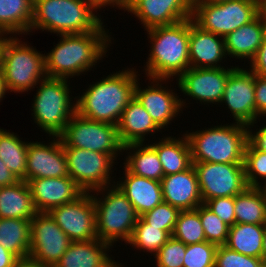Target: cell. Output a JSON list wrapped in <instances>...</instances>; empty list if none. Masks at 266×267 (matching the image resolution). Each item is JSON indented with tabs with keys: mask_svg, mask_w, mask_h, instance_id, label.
Segmentation results:
<instances>
[{
	"mask_svg": "<svg viewBox=\"0 0 266 267\" xmlns=\"http://www.w3.org/2000/svg\"><path fill=\"white\" fill-rule=\"evenodd\" d=\"M104 24L96 31L61 34L53 48L45 51V71L50 78H76L97 69L108 54L114 37ZM113 41V43H112Z\"/></svg>",
	"mask_w": 266,
	"mask_h": 267,
	"instance_id": "6da1fadb",
	"label": "cell"
},
{
	"mask_svg": "<svg viewBox=\"0 0 266 267\" xmlns=\"http://www.w3.org/2000/svg\"><path fill=\"white\" fill-rule=\"evenodd\" d=\"M135 67L109 72L108 76L88 84L82 94L76 96V112L87 119L117 126L125 107L134 98L135 85L141 75Z\"/></svg>",
	"mask_w": 266,
	"mask_h": 267,
	"instance_id": "7a4b0ae2",
	"label": "cell"
},
{
	"mask_svg": "<svg viewBox=\"0 0 266 267\" xmlns=\"http://www.w3.org/2000/svg\"><path fill=\"white\" fill-rule=\"evenodd\" d=\"M150 44L142 67L146 78L178 79L188 68L189 18L178 23L145 31Z\"/></svg>",
	"mask_w": 266,
	"mask_h": 267,
	"instance_id": "3957f363",
	"label": "cell"
},
{
	"mask_svg": "<svg viewBox=\"0 0 266 267\" xmlns=\"http://www.w3.org/2000/svg\"><path fill=\"white\" fill-rule=\"evenodd\" d=\"M99 13L91 0H34L29 35L39 30L55 35L96 31L106 24Z\"/></svg>",
	"mask_w": 266,
	"mask_h": 267,
	"instance_id": "277c9868",
	"label": "cell"
},
{
	"mask_svg": "<svg viewBox=\"0 0 266 267\" xmlns=\"http://www.w3.org/2000/svg\"><path fill=\"white\" fill-rule=\"evenodd\" d=\"M223 122L184 132L190 144L192 162L244 164L248 127L241 123Z\"/></svg>",
	"mask_w": 266,
	"mask_h": 267,
	"instance_id": "5b68a950",
	"label": "cell"
},
{
	"mask_svg": "<svg viewBox=\"0 0 266 267\" xmlns=\"http://www.w3.org/2000/svg\"><path fill=\"white\" fill-rule=\"evenodd\" d=\"M37 85L31 101V118L48 137L59 136L76 113L70 79L46 77Z\"/></svg>",
	"mask_w": 266,
	"mask_h": 267,
	"instance_id": "8992f818",
	"label": "cell"
},
{
	"mask_svg": "<svg viewBox=\"0 0 266 267\" xmlns=\"http://www.w3.org/2000/svg\"><path fill=\"white\" fill-rule=\"evenodd\" d=\"M91 193L95 206L97 238L113 248L122 242L126 247L139 218L134 206L116 184Z\"/></svg>",
	"mask_w": 266,
	"mask_h": 267,
	"instance_id": "52a82bcc",
	"label": "cell"
},
{
	"mask_svg": "<svg viewBox=\"0 0 266 267\" xmlns=\"http://www.w3.org/2000/svg\"><path fill=\"white\" fill-rule=\"evenodd\" d=\"M23 36H10L4 45L2 73L8 93L30 94L36 85L47 77L45 54L22 41ZM34 89V90H33Z\"/></svg>",
	"mask_w": 266,
	"mask_h": 267,
	"instance_id": "ba28073f",
	"label": "cell"
},
{
	"mask_svg": "<svg viewBox=\"0 0 266 267\" xmlns=\"http://www.w3.org/2000/svg\"><path fill=\"white\" fill-rule=\"evenodd\" d=\"M259 15V0H229L217 4L193 3V22L202 30L226 37Z\"/></svg>",
	"mask_w": 266,
	"mask_h": 267,
	"instance_id": "9c48e42d",
	"label": "cell"
},
{
	"mask_svg": "<svg viewBox=\"0 0 266 267\" xmlns=\"http://www.w3.org/2000/svg\"><path fill=\"white\" fill-rule=\"evenodd\" d=\"M62 146L109 154L116 162L123 156L117 126L87 119L77 112L59 135ZM118 158V159H117Z\"/></svg>",
	"mask_w": 266,
	"mask_h": 267,
	"instance_id": "30bf717a",
	"label": "cell"
},
{
	"mask_svg": "<svg viewBox=\"0 0 266 267\" xmlns=\"http://www.w3.org/2000/svg\"><path fill=\"white\" fill-rule=\"evenodd\" d=\"M69 177L74 180L84 192L115 184L116 166L120 163L106 153L89 151L76 147L63 146ZM115 167V168H114ZM114 168V169H113ZM114 178V179H113Z\"/></svg>",
	"mask_w": 266,
	"mask_h": 267,
	"instance_id": "8fae6325",
	"label": "cell"
},
{
	"mask_svg": "<svg viewBox=\"0 0 266 267\" xmlns=\"http://www.w3.org/2000/svg\"><path fill=\"white\" fill-rule=\"evenodd\" d=\"M234 67L223 68H188L177 80L176 85L178 91L182 93L180 98L183 111L184 108H189L190 104L196 101L197 105H214L219 106L225 84L227 82L230 72ZM180 89V90H179ZM193 99V100H192ZM188 100V101H186ZM188 102V103H186ZM189 104V105H188ZM214 104V105H213ZM188 105V106H187Z\"/></svg>",
	"mask_w": 266,
	"mask_h": 267,
	"instance_id": "7c38bea8",
	"label": "cell"
},
{
	"mask_svg": "<svg viewBox=\"0 0 266 267\" xmlns=\"http://www.w3.org/2000/svg\"><path fill=\"white\" fill-rule=\"evenodd\" d=\"M138 78L135 85L134 97L145 108L153 121L164 131L168 130L171 122H175L183 114L180 96L173 88L174 79L147 78L148 85L141 88L144 83ZM142 83V84H140ZM170 84V86H169ZM172 87V88H171ZM176 89V90H175ZM174 120V121H173ZM167 128V129H166Z\"/></svg>",
	"mask_w": 266,
	"mask_h": 267,
	"instance_id": "4fadbf2b",
	"label": "cell"
},
{
	"mask_svg": "<svg viewBox=\"0 0 266 267\" xmlns=\"http://www.w3.org/2000/svg\"><path fill=\"white\" fill-rule=\"evenodd\" d=\"M203 203L220 197L236 196L247 187L244 164L193 162Z\"/></svg>",
	"mask_w": 266,
	"mask_h": 267,
	"instance_id": "5bb4252c",
	"label": "cell"
},
{
	"mask_svg": "<svg viewBox=\"0 0 266 267\" xmlns=\"http://www.w3.org/2000/svg\"><path fill=\"white\" fill-rule=\"evenodd\" d=\"M236 62L238 61H235V68L228 76L219 107L221 105L228 110V114L231 113L232 122L248 126L261 120L256 116L255 74L248 67L239 66Z\"/></svg>",
	"mask_w": 266,
	"mask_h": 267,
	"instance_id": "9a60e30c",
	"label": "cell"
},
{
	"mask_svg": "<svg viewBox=\"0 0 266 267\" xmlns=\"http://www.w3.org/2000/svg\"><path fill=\"white\" fill-rule=\"evenodd\" d=\"M29 257L54 267L71 244V239L49 213H37L31 220Z\"/></svg>",
	"mask_w": 266,
	"mask_h": 267,
	"instance_id": "2e32d148",
	"label": "cell"
},
{
	"mask_svg": "<svg viewBox=\"0 0 266 267\" xmlns=\"http://www.w3.org/2000/svg\"><path fill=\"white\" fill-rule=\"evenodd\" d=\"M49 214L72 242L97 238L96 214L91 192L52 209Z\"/></svg>",
	"mask_w": 266,
	"mask_h": 267,
	"instance_id": "e0dca14e",
	"label": "cell"
},
{
	"mask_svg": "<svg viewBox=\"0 0 266 267\" xmlns=\"http://www.w3.org/2000/svg\"><path fill=\"white\" fill-rule=\"evenodd\" d=\"M47 141H28L26 182L39 178L69 176L66 155L59 136Z\"/></svg>",
	"mask_w": 266,
	"mask_h": 267,
	"instance_id": "ac0fdd59",
	"label": "cell"
},
{
	"mask_svg": "<svg viewBox=\"0 0 266 267\" xmlns=\"http://www.w3.org/2000/svg\"><path fill=\"white\" fill-rule=\"evenodd\" d=\"M193 0H132L129 16L139 20L144 31L178 23L192 17Z\"/></svg>",
	"mask_w": 266,
	"mask_h": 267,
	"instance_id": "d6986e66",
	"label": "cell"
},
{
	"mask_svg": "<svg viewBox=\"0 0 266 267\" xmlns=\"http://www.w3.org/2000/svg\"><path fill=\"white\" fill-rule=\"evenodd\" d=\"M28 184L34 207L39 213H49L58 206L73 202L84 193L69 176L32 179Z\"/></svg>",
	"mask_w": 266,
	"mask_h": 267,
	"instance_id": "ffe728a7",
	"label": "cell"
},
{
	"mask_svg": "<svg viewBox=\"0 0 266 267\" xmlns=\"http://www.w3.org/2000/svg\"><path fill=\"white\" fill-rule=\"evenodd\" d=\"M188 49L190 67L192 68H223L234 66L225 64L228 58L225 52L224 38L202 30L193 22L192 18H189Z\"/></svg>",
	"mask_w": 266,
	"mask_h": 267,
	"instance_id": "44dd1931",
	"label": "cell"
},
{
	"mask_svg": "<svg viewBox=\"0 0 266 267\" xmlns=\"http://www.w3.org/2000/svg\"><path fill=\"white\" fill-rule=\"evenodd\" d=\"M161 183L163 201L180 211L194 210L203 204L196 170L189 169L164 176Z\"/></svg>",
	"mask_w": 266,
	"mask_h": 267,
	"instance_id": "7402d4cb",
	"label": "cell"
},
{
	"mask_svg": "<svg viewBox=\"0 0 266 267\" xmlns=\"http://www.w3.org/2000/svg\"><path fill=\"white\" fill-rule=\"evenodd\" d=\"M119 168H122L123 176L116 178L115 184L132 203L139 217L163 202L160 181L132 174L123 164Z\"/></svg>",
	"mask_w": 266,
	"mask_h": 267,
	"instance_id": "603a6c76",
	"label": "cell"
},
{
	"mask_svg": "<svg viewBox=\"0 0 266 267\" xmlns=\"http://www.w3.org/2000/svg\"><path fill=\"white\" fill-rule=\"evenodd\" d=\"M113 247L98 238L71 242L67 251L54 267H118L111 252Z\"/></svg>",
	"mask_w": 266,
	"mask_h": 267,
	"instance_id": "cb8c5ba5",
	"label": "cell"
},
{
	"mask_svg": "<svg viewBox=\"0 0 266 267\" xmlns=\"http://www.w3.org/2000/svg\"><path fill=\"white\" fill-rule=\"evenodd\" d=\"M118 136L123 146L135 143H146L149 137L162 129L134 97L125 107L117 124ZM151 135V136H150Z\"/></svg>",
	"mask_w": 266,
	"mask_h": 267,
	"instance_id": "d4e9b609",
	"label": "cell"
},
{
	"mask_svg": "<svg viewBox=\"0 0 266 267\" xmlns=\"http://www.w3.org/2000/svg\"><path fill=\"white\" fill-rule=\"evenodd\" d=\"M265 35L266 24L259 14L250 23L242 25L224 37L225 52L227 57H229L230 64L233 58L241 60L240 62L244 61L243 66H245L246 62L249 64L262 45Z\"/></svg>",
	"mask_w": 266,
	"mask_h": 267,
	"instance_id": "484cf974",
	"label": "cell"
},
{
	"mask_svg": "<svg viewBox=\"0 0 266 267\" xmlns=\"http://www.w3.org/2000/svg\"><path fill=\"white\" fill-rule=\"evenodd\" d=\"M157 137L159 140H148L147 142L156 150L161 161L164 176L176 174L189 169L192 165L191 148L186 134L181 136ZM154 141V142H153Z\"/></svg>",
	"mask_w": 266,
	"mask_h": 267,
	"instance_id": "4316f807",
	"label": "cell"
},
{
	"mask_svg": "<svg viewBox=\"0 0 266 267\" xmlns=\"http://www.w3.org/2000/svg\"><path fill=\"white\" fill-rule=\"evenodd\" d=\"M37 213L28 182L0 187V218L31 220Z\"/></svg>",
	"mask_w": 266,
	"mask_h": 267,
	"instance_id": "83f0119b",
	"label": "cell"
},
{
	"mask_svg": "<svg viewBox=\"0 0 266 267\" xmlns=\"http://www.w3.org/2000/svg\"><path fill=\"white\" fill-rule=\"evenodd\" d=\"M125 153V154H124ZM123 165L137 176L161 181L164 171L156 150L149 143L123 146Z\"/></svg>",
	"mask_w": 266,
	"mask_h": 267,
	"instance_id": "f1b7e54d",
	"label": "cell"
},
{
	"mask_svg": "<svg viewBox=\"0 0 266 267\" xmlns=\"http://www.w3.org/2000/svg\"><path fill=\"white\" fill-rule=\"evenodd\" d=\"M34 0H0V32L10 36L29 35Z\"/></svg>",
	"mask_w": 266,
	"mask_h": 267,
	"instance_id": "f546056e",
	"label": "cell"
},
{
	"mask_svg": "<svg viewBox=\"0 0 266 267\" xmlns=\"http://www.w3.org/2000/svg\"><path fill=\"white\" fill-rule=\"evenodd\" d=\"M236 223L266 224V188L247 187L235 196Z\"/></svg>",
	"mask_w": 266,
	"mask_h": 267,
	"instance_id": "4dcf8cb0",
	"label": "cell"
},
{
	"mask_svg": "<svg viewBox=\"0 0 266 267\" xmlns=\"http://www.w3.org/2000/svg\"><path fill=\"white\" fill-rule=\"evenodd\" d=\"M265 225L235 223L229 227L225 246L241 254L261 258Z\"/></svg>",
	"mask_w": 266,
	"mask_h": 267,
	"instance_id": "1f68e13d",
	"label": "cell"
},
{
	"mask_svg": "<svg viewBox=\"0 0 266 267\" xmlns=\"http://www.w3.org/2000/svg\"><path fill=\"white\" fill-rule=\"evenodd\" d=\"M31 221L18 218H0V245L19 259L30 254Z\"/></svg>",
	"mask_w": 266,
	"mask_h": 267,
	"instance_id": "d6a6232c",
	"label": "cell"
},
{
	"mask_svg": "<svg viewBox=\"0 0 266 267\" xmlns=\"http://www.w3.org/2000/svg\"><path fill=\"white\" fill-rule=\"evenodd\" d=\"M28 142L12 130L0 127V159L19 179L26 181Z\"/></svg>",
	"mask_w": 266,
	"mask_h": 267,
	"instance_id": "836d02e7",
	"label": "cell"
},
{
	"mask_svg": "<svg viewBox=\"0 0 266 267\" xmlns=\"http://www.w3.org/2000/svg\"><path fill=\"white\" fill-rule=\"evenodd\" d=\"M171 237L172 234L169 231L151 226L139 217L127 245L129 244L132 247L129 249H136L154 256Z\"/></svg>",
	"mask_w": 266,
	"mask_h": 267,
	"instance_id": "e575fe53",
	"label": "cell"
},
{
	"mask_svg": "<svg viewBox=\"0 0 266 267\" xmlns=\"http://www.w3.org/2000/svg\"><path fill=\"white\" fill-rule=\"evenodd\" d=\"M172 237L186 245L206 241L199 216V206L194 210L180 211Z\"/></svg>",
	"mask_w": 266,
	"mask_h": 267,
	"instance_id": "d590c367",
	"label": "cell"
},
{
	"mask_svg": "<svg viewBox=\"0 0 266 267\" xmlns=\"http://www.w3.org/2000/svg\"><path fill=\"white\" fill-rule=\"evenodd\" d=\"M244 168L248 187L266 188V153L258 150L249 140L245 148Z\"/></svg>",
	"mask_w": 266,
	"mask_h": 267,
	"instance_id": "8d00e7d4",
	"label": "cell"
},
{
	"mask_svg": "<svg viewBox=\"0 0 266 267\" xmlns=\"http://www.w3.org/2000/svg\"><path fill=\"white\" fill-rule=\"evenodd\" d=\"M199 216L206 241L217 246L225 245L228 237L229 226L204 204L199 205Z\"/></svg>",
	"mask_w": 266,
	"mask_h": 267,
	"instance_id": "74e56055",
	"label": "cell"
},
{
	"mask_svg": "<svg viewBox=\"0 0 266 267\" xmlns=\"http://www.w3.org/2000/svg\"><path fill=\"white\" fill-rule=\"evenodd\" d=\"M217 247L208 241L186 245L183 267H214Z\"/></svg>",
	"mask_w": 266,
	"mask_h": 267,
	"instance_id": "f35d334b",
	"label": "cell"
},
{
	"mask_svg": "<svg viewBox=\"0 0 266 267\" xmlns=\"http://www.w3.org/2000/svg\"><path fill=\"white\" fill-rule=\"evenodd\" d=\"M180 210L171 206L169 203L162 202L152 210L140 216L147 224L155 226L158 229L169 231L171 234L174 231L175 224Z\"/></svg>",
	"mask_w": 266,
	"mask_h": 267,
	"instance_id": "ab89813d",
	"label": "cell"
},
{
	"mask_svg": "<svg viewBox=\"0 0 266 267\" xmlns=\"http://www.w3.org/2000/svg\"><path fill=\"white\" fill-rule=\"evenodd\" d=\"M186 244L171 237L153 256L155 267H183Z\"/></svg>",
	"mask_w": 266,
	"mask_h": 267,
	"instance_id": "60d3db41",
	"label": "cell"
},
{
	"mask_svg": "<svg viewBox=\"0 0 266 267\" xmlns=\"http://www.w3.org/2000/svg\"><path fill=\"white\" fill-rule=\"evenodd\" d=\"M262 265L261 258L241 254L225 245L217 247L214 267H261Z\"/></svg>",
	"mask_w": 266,
	"mask_h": 267,
	"instance_id": "b9f144b4",
	"label": "cell"
},
{
	"mask_svg": "<svg viewBox=\"0 0 266 267\" xmlns=\"http://www.w3.org/2000/svg\"><path fill=\"white\" fill-rule=\"evenodd\" d=\"M208 209L216 214L229 227L236 223L235 218V196L220 197L207 200L203 203Z\"/></svg>",
	"mask_w": 266,
	"mask_h": 267,
	"instance_id": "7bdbcfd3",
	"label": "cell"
},
{
	"mask_svg": "<svg viewBox=\"0 0 266 267\" xmlns=\"http://www.w3.org/2000/svg\"><path fill=\"white\" fill-rule=\"evenodd\" d=\"M256 116L266 120V78L255 75ZM264 117V118H263Z\"/></svg>",
	"mask_w": 266,
	"mask_h": 267,
	"instance_id": "ee69618b",
	"label": "cell"
},
{
	"mask_svg": "<svg viewBox=\"0 0 266 267\" xmlns=\"http://www.w3.org/2000/svg\"><path fill=\"white\" fill-rule=\"evenodd\" d=\"M256 121L252 124H249L248 127V140L260 151L266 153V123L261 125V122ZM256 124V125H255ZM265 124V125H264ZM262 126V127H261ZM259 127V128H257ZM253 128V130H252Z\"/></svg>",
	"mask_w": 266,
	"mask_h": 267,
	"instance_id": "f6af8a7d",
	"label": "cell"
},
{
	"mask_svg": "<svg viewBox=\"0 0 266 267\" xmlns=\"http://www.w3.org/2000/svg\"><path fill=\"white\" fill-rule=\"evenodd\" d=\"M255 75L266 78V35L254 58L247 66Z\"/></svg>",
	"mask_w": 266,
	"mask_h": 267,
	"instance_id": "bcb514c9",
	"label": "cell"
},
{
	"mask_svg": "<svg viewBox=\"0 0 266 267\" xmlns=\"http://www.w3.org/2000/svg\"><path fill=\"white\" fill-rule=\"evenodd\" d=\"M91 2L99 12H102L101 10L106 7H108L109 10L110 6V9L114 8V10H123L125 13L129 9L132 0H91Z\"/></svg>",
	"mask_w": 266,
	"mask_h": 267,
	"instance_id": "7dc6e473",
	"label": "cell"
},
{
	"mask_svg": "<svg viewBox=\"0 0 266 267\" xmlns=\"http://www.w3.org/2000/svg\"><path fill=\"white\" fill-rule=\"evenodd\" d=\"M19 179L5 166L0 159V187L16 184Z\"/></svg>",
	"mask_w": 266,
	"mask_h": 267,
	"instance_id": "c3c4849f",
	"label": "cell"
},
{
	"mask_svg": "<svg viewBox=\"0 0 266 267\" xmlns=\"http://www.w3.org/2000/svg\"><path fill=\"white\" fill-rule=\"evenodd\" d=\"M19 258L0 245V267H14Z\"/></svg>",
	"mask_w": 266,
	"mask_h": 267,
	"instance_id": "681fc988",
	"label": "cell"
},
{
	"mask_svg": "<svg viewBox=\"0 0 266 267\" xmlns=\"http://www.w3.org/2000/svg\"><path fill=\"white\" fill-rule=\"evenodd\" d=\"M14 267H48V266L42 265L41 263H38L37 261L28 257L19 259Z\"/></svg>",
	"mask_w": 266,
	"mask_h": 267,
	"instance_id": "f907efd6",
	"label": "cell"
},
{
	"mask_svg": "<svg viewBox=\"0 0 266 267\" xmlns=\"http://www.w3.org/2000/svg\"><path fill=\"white\" fill-rule=\"evenodd\" d=\"M6 94H8V91L5 86L4 76L2 73V70H0V103L5 99ZM1 105V104H0Z\"/></svg>",
	"mask_w": 266,
	"mask_h": 267,
	"instance_id": "816d5d0a",
	"label": "cell"
},
{
	"mask_svg": "<svg viewBox=\"0 0 266 267\" xmlns=\"http://www.w3.org/2000/svg\"><path fill=\"white\" fill-rule=\"evenodd\" d=\"M10 37V35L4 34L0 32V70L2 67V57H3V50L6 40Z\"/></svg>",
	"mask_w": 266,
	"mask_h": 267,
	"instance_id": "f5cc1de1",
	"label": "cell"
},
{
	"mask_svg": "<svg viewBox=\"0 0 266 267\" xmlns=\"http://www.w3.org/2000/svg\"><path fill=\"white\" fill-rule=\"evenodd\" d=\"M261 260L263 265H266V225L264 226Z\"/></svg>",
	"mask_w": 266,
	"mask_h": 267,
	"instance_id": "db71d44e",
	"label": "cell"
},
{
	"mask_svg": "<svg viewBox=\"0 0 266 267\" xmlns=\"http://www.w3.org/2000/svg\"><path fill=\"white\" fill-rule=\"evenodd\" d=\"M259 14L262 16L266 24V0H259Z\"/></svg>",
	"mask_w": 266,
	"mask_h": 267,
	"instance_id": "11a10c76",
	"label": "cell"
},
{
	"mask_svg": "<svg viewBox=\"0 0 266 267\" xmlns=\"http://www.w3.org/2000/svg\"><path fill=\"white\" fill-rule=\"evenodd\" d=\"M226 1H229V0H193V3L217 4V3H222Z\"/></svg>",
	"mask_w": 266,
	"mask_h": 267,
	"instance_id": "9f6ffc18",
	"label": "cell"
},
{
	"mask_svg": "<svg viewBox=\"0 0 266 267\" xmlns=\"http://www.w3.org/2000/svg\"><path fill=\"white\" fill-rule=\"evenodd\" d=\"M125 263H121V262H119V266L118 267H126L125 265H124Z\"/></svg>",
	"mask_w": 266,
	"mask_h": 267,
	"instance_id": "6f0895ef",
	"label": "cell"
}]
</instances>
